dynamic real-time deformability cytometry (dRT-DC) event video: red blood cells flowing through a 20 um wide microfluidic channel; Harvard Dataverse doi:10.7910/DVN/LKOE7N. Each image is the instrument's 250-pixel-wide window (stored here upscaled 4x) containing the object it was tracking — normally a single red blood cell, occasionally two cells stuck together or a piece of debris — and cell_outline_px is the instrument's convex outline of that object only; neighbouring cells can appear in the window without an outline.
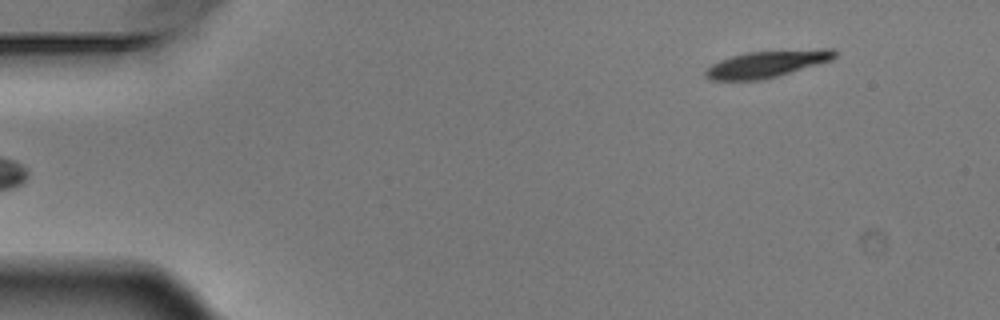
{"species": "Egyptian fruit bat (a non-hibernating species)", "species_latin": "Rousettus aegyptiacus", "temperature_condition": "warm", "stored_images_in_passage": 6, "camera_frame_rate_fps": 3000, "um_per_image_px": 0.085, "animal": {"sex": "male"}, "frame": {"image": 1, "passage_image": 6, "time_ms": 1.667, "image_size_px": [1000, 320], "cell_outline_px": [[836, 56], [832, 60], [776, 76], [760, 80], [708, 80], [704, 76], [704, 72], [712, 64], [720, 60], [744, 52], [824, 48], [832, 48], [836, 52]], "centroid_in_image_um": [65.17, 5.42], "position_along_channel_um": 19.8, "area_um2": 20.17}}